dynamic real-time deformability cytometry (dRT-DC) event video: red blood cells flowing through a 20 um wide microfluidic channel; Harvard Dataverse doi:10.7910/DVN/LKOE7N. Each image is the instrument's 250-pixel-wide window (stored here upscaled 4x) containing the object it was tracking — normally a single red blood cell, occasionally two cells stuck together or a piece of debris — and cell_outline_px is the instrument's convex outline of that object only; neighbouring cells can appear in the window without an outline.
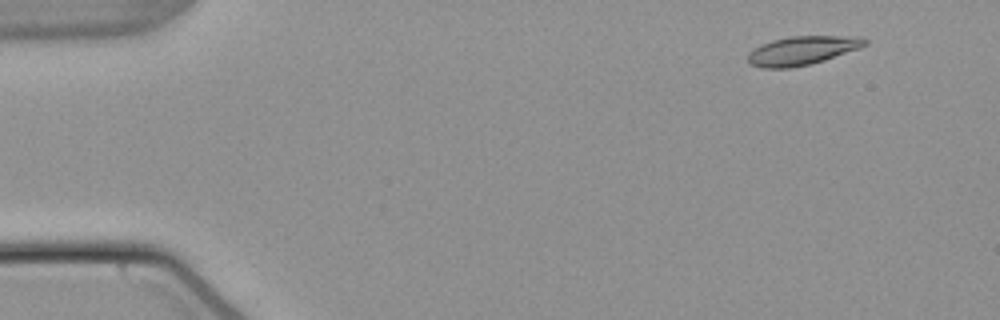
{"species": "common noctule bat (a hibernating species)", "species_latin": "Nyctalus noctula", "temperature_condition": "warm", "stored_images_in_passage": 51, "camera_frame_rate_fps": 3000, "um_per_image_px": 0.085, "animal": {"sex": "male", "body_mass_g": 21.5, "forearm_length_mm": 52.0}, "frame": {"image": 1, "passage_image": 2, "time_ms": 0.333, "image_size_px": [1000, 320], "cell_outline_px": [[868, 44], [860, 48], [812, 64], [788, 68], [760, 68], [752, 64], [748, 60], [748, 52], [760, 44], [772, 40], [792, 36], [860, 36], [868, 40]], "centroid_in_image_um": [68.2, 4.29], "position_along_channel_um": 16.8, "area_um2": 19.71}}
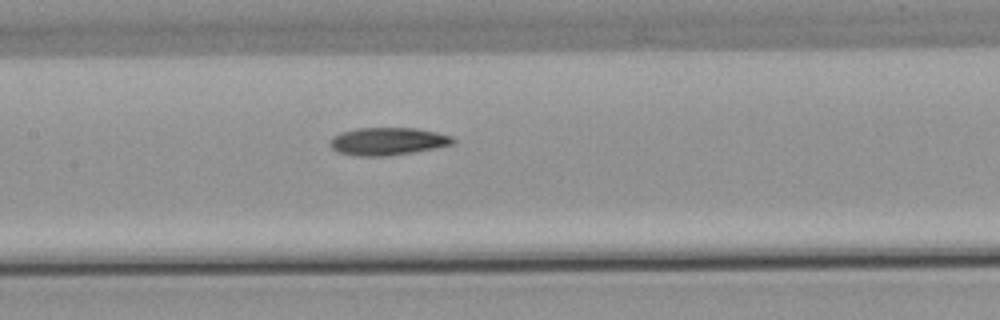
{"frame": {"image": 2, "passage_image": 23, "time_ms": 7.333, "image_size_px": [1000, 320], "cell_outline_px": [[456, 140], [452, 144], [436, 148], [388, 156], [352, 156], [336, 152], [328, 144], [332, 136], [340, 132], [356, 128], [416, 128], [436, 132], [452, 136]], "centroid_in_image_um": [32.9, 12.01], "position_along_channel_um": 174.5, "area_um2": 20.06}}
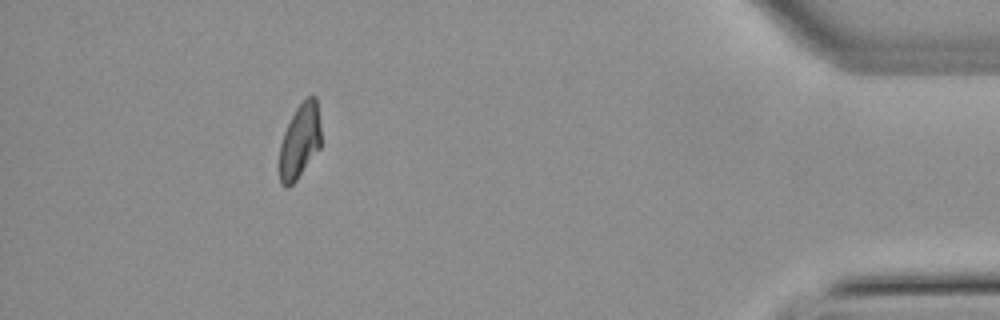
{"frame": {"image": 3, "passage_image": 46, "time_ms": 15.0, "image_size_px": [1000, 320], "cell_outline_px": [[320, 148], [296, 180], [288, 188], [284, 188], [280, 184], [280, 144], [284, 132], [296, 108], [308, 96], [316, 96], [320, 124]], "centroid_in_image_um": [25.48, 12.02], "position_along_channel_um": 409.7, "area_um2": 17.92}, "authors_computed_cell_mechanics": {"area_um2": 19.4208, "velocity_mm_per_s": 3.8039, "shape_relaxation_time_tau1_ms": 6.0923, "shape_relaxation_time_tau2_ms": 6.0271, "deformation_change_tau1": 0.1936, "deformation_change_tau2": 0.128}}